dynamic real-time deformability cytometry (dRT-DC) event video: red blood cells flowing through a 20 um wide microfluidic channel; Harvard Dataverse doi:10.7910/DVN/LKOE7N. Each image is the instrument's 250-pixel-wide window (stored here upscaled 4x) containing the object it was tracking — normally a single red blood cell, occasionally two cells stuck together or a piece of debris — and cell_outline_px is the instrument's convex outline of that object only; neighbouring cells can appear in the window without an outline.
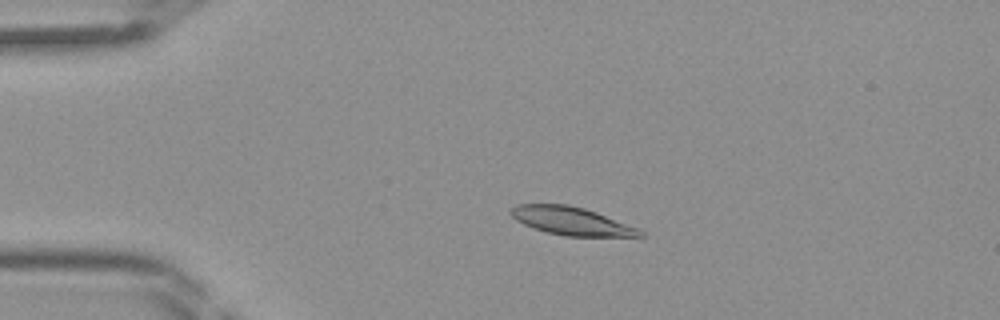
{"species": "Egyptian fruit bat (a non-hibernating species)", "species_latin": "Rousettus aegyptiacus", "temperature_condition": "room temperature", "stored_images_in_passage": 13, "camera_frame_rate_fps": 3000, "um_per_image_px": 0.085, "frame": {"image": 1, "passage_image": 10, "time_ms": 3.0, "image_size_px": [1000, 320], "cell_outline_px": [[644, 236], [564, 236], [548, 232], [524, 224], [516, 220], [508, 212], [516, 204], [568, 204], [584, 208], [596, 212], [636, 228], [644, 232]], "centroid_in_image_um": [48.52, 18.77], "position_along_channel_um": 36.5, "area_um2": 20.75}}